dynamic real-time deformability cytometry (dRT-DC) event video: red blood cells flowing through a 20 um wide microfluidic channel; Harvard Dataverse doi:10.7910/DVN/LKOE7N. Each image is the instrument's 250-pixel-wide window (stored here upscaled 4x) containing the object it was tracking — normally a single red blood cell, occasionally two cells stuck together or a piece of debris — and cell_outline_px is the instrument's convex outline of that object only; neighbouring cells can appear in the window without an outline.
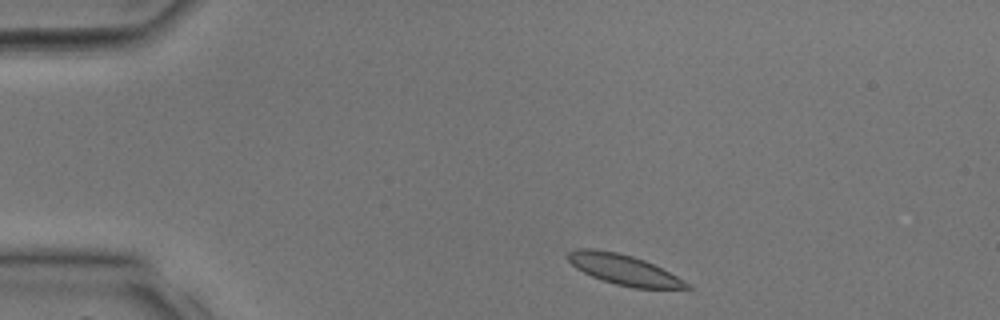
{"species": "common noctule bat (a hibernating species)", "species_latin": "Nyctalus noctula", "temperature_condition": "room temperature", "stored_images_in_passage": 2, "camera_frame_rate_fps": 3000, "um_per_image_px": 0.085, "animal": {"sex": "male", "body_mass_g": 17.9, "forearm_length_mm": 54.2}, "frame": {"image": 1, "passage_image": 1, "time_ms": 0.0, "image_size_px": [1000, 320], "cell_outline_px": [[692, 288], [636, 288], [616, 284], [592, 276], [576, 268], [568, 260], [568, 252], [576, 248], [596, 248], [616, 252], [632, 256], [644, 260], [676, 276], [688, 284]], "centroid_in_image_um": [52.96, 22.9], "position_along_channel_um": 32.0, "area_um2": 20.46}}